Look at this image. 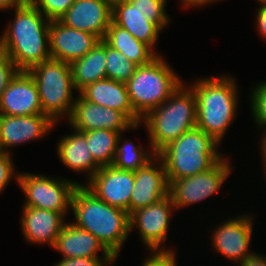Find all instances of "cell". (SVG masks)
<instances>
[{
  "label": "cell",
  "mask_w": 266,
  "mask_h": 266,
  "mask_svg": "<svg viewBox=\"0 0 266 266\" xmlns=\"http://www.w3.org/2000/svg\"><path fill=\"white\" fill-rule=\"evenodd\" d=\"M14 19L0 36V50L15 63L19 71L50 59L48 20L29 0L13 8Z\"/></svg>",
  "instance_id": "1"
},
{
  "label": "cell",
  "mask_w": 266,
  "mask_h": 266,
  "mask_svg": "<svg viewBox=\"0 0 266 266\" xmlns=\"http://www.w3.org/2000/svg\"><path fill=\"white\" fill-rule=\"evenodd\" d=\"M74 225L93 234L117 259L130 236L129 214L100 200L85 185H78L72 195Z\"/></svg>",
  "instance_id": "2"
},
{
  "label": "cell",
  "mask_w": 266,
  "mask_h": 266,
  "mask_svg": "<svg viewBox=\"0 0 266 266\" xmlns=\"http://www.w3.org/2000/svg\"><path fill=\"white\" fill-rule=\"evenodd\" d=\"M237 85L233 77L220 75L195 79L189 86L196 96V127L219 144L236 118L239 104Z\"/></svg>",
  "instance_id": "3"
},
{
  "label": "cell",
  "mask_w": 266,
  "mask_h": 266,
  "mask_svg": "<svg viewBox=\"0 0 266 266\" xmlns=\"http://www.w3.org/2000/svg\"><path fill=\"white\" fill-rule=\"evenodd\" d=\"M182 83L160 106L151 110L141 124L149 135L150 148L158 154L172 141L196 127V96Z\"/></svg>",
  "instance_id": "4"
},
{
  "label": "cell",
  "mask_w": 266,
  "mask_h": 266,
  "mask_svg": "<svg viewBox=\"0 0 266 266\" xmlns=\"http://www.w3.org/2000/svg\"><path fill=\"white\" fill-rule=\"evenodd\" d=\"M220 144L195 127L169 143L157 155L163 160L168 183L197 175L212 168L224 156Z\"/></svg>",
  "instance_id": "5"
},
{
  "label": "cell",
  "mask_w": 266,
  "mask_h": 266,
  "mask_svg": "<svg viewBox=\"0 0 266 266\" xmlns=\"http://www.w3.org/2000/svg\"><path fill=\"white\" fill-rule=\"evenodd\" d=\"M161 54L136 68L126 82L131 106L142 119L162 105L184 82Z\"/></svg>",
  "instance_id": "6"
},
{
  "label": "cell",
  "mask_w": 266,
  "mask_h": 266,
  "mask_svg": "<svg viewBox=\"0 0 266 266\" xmlns=\"http://www.w3.org/2000/svg\"><path fill=\"white\" fill-rule=\"evenodd\" d=\"M28 72L37 85L43 114L55 123L63 117L68 119L76 99L71 65L50 58L33 66Z\"/></svg>",
  "instance_id": "7"
},
{
  "label": "cell",
  "mask_w": 266,
  "mask_h": 266,
  "mask_svg": "<svg viewBox=\"0 0 266 266\" xmlns=\"http://www.w3.org/2000/svg\"><path fill=\"white\" fill-rule=\"evenodd\" d=\"M17 183L25 195L23 206L46 209L61 213L66 217L71 210V200L75 188L82 183L70 179L50 178V176L18 172Z\"/></svg>",
  "instance_id": "8"
},
{
  "label": "cell",
  "mask_w": 266,
  "mask_h": 266,
  "mask_svg": "<svg viewBox=\"0 0 266 266\" xmlns=\"http://www.w3.org/2000/svg\"><path fill=\"white\" fill-rule=\"evenodd\" d=\"M230 159L225 156L206 172L169 183V196L176 210L198 203L219 192L232 173Z\"/></svg>",
  "instance_id": "9"
},
{
  "label": "cell",
  "mask_w": 266,
  "mask_h": 266,
  "mask_svg": "<svg viewBox=\"0 0 266 266\" xmlns=\"http://www.w3.org/2000/svg\"><path fill=\"white\" fill-rule=\"evenodd\" d=\"M174 210L170 196L138 209L129 215L130 232L137 227L142 243L150 251H173V248H164L163 243L168 238L169 220Z\"/></svg>",
  "instance_id": "10"
},
{
  "label": "cell",
  "mask_w": 266,
  "mask_h": 266,
  "mask_svg": "<svg viewBox=\"0 0 266 266\" xmlns=\"http://www.w3.org/2000/svg\"><path fill=\"white\" fill-rule=\"evenodd\" d=\"M67 120L72 129L81 132L106 129L124 134V131L134 130L142 125L134 124L123 112L91 103L80 94L76 96L72 113Z\"/></svg>",
  "instance_id": "11"
},
{
  "label": "cell",
  "mask_w": 266,
  "mask_h": 266,
  "mask_svg": "<svg viewBox=\"0 0 266 266\" xmlns=\"http://www.w3.org/2000/svg\"><path fill=\"white\" fill-rule=\"evenodd\" d=\"M100 200L125 210L130 215V198L134 186V172L120 170L113 165L102 166L83 183Z\"/></svg>",
  "instance_id": "12"
},
{
  "label": "cell",
  "mask_w": 266,
  "mask_h": 266,
  "mask_svg": "<svg viewBox=\"0 0 266 266\" xmlns=\"http://www.w3.org/2000/svg\"><path fill=\"white\" fill-rule=\"evenodd\" d=\"M252 222L253 218L250 215H241L223 221L211 234L212 249L233 262L243 261L253 254L249 250L253 234Z\"/></svg>",
  "instance_id": "13"
},
{
  "label": "cell",
  "mask_w": 266,
  "mask_h": 266,
  "mask_svg": "<svg viewBox=\"0 0 266 266\" xmlns=\"http://www.w3.org/2000/svg\"><path fill=\"white\" fill-rule=\"evenodd\" d=\"M157 162V163H156ZM169 196V183L163 160L156 155L144 167L134 171L130 214Z\"/></svg>",
  "instance_id": "14"
},
{
  "label": "cell",
  "mask_w": 266,
  "mask_h": 266,
  "mask_svg": "<svg viewBox=\"0 0 266 266\" xmlns=\"http://www.w3.org/2000/svg\"><path fill=\"white\" fill-rule=\"evenodd\" d=\"M57 124L45 114L26 116L0 114V148L5 153H11L8 148L41 139Z\"/></svg>",
  "instance_id": "15"
},
{
  "label": "cell",
  "mask_w": 266,
  "mask_h": 266,
  "mask_svg": "<svg viewBox=\"0 0 266 266\" xmlns=\"http://www.w3.org/2000/svg\"><path fill=\"white\" fill-rule=\"evenodd\" d=\"M100 39L92 33L80 31L52 20L49 26L50 57L71 64L83 58Z\"/></svg>",
  "instance_id": "16"
},
{
  "label": "cell",
  "mask_w": 266,
  "mask_h": 266,
  "mask_svg": "<svg viewBox=\"0 0 266 266\" xmlns=\"http://www.w3.org/2000/svg\"><path fill=\"white\" fill-rule=\"evenodd\" d=\"M0 114H43L37 85L28 71H18L3 91L0 98Z\"/></svg>",
  "instance_id": "17"
},
{
  "label": "cell",
  "mask_w": 266,
  "mask_h": 266,
  "mask_svg": "<svg viewBox=\"0 0 266 266\" xmlns=\"http://www.w3.org/2000/svg\"><path fill=\"white\" fill-rule=\"evenodd\" d=\"M59 20L103 40L112 21V6L104 0H76Z\"/></svg>",
  "instance_id": "18"
},
{
  "label": "cell",
  "mask_w": 266,
  "mask_h": 266,
  "mask_svg": "<svg viewBox=\"0 0 266 266\" xmlns=\"http://www.w3.org/2000/svg\"><path fill=\"white\" fill-rule=\"evenodd\" d=\"M21 230L24 239L29 243L49 244L54 247L57 236L67 222L61 213L23 206Z\"/></svg>",
  "instance_id": "19"
},
{
  "label": "cell",
  "mask_w": 266,
  "mask_h": 266,
  "mask_svg": "<svg viewBox=\"0 0 266 266\" xmlns=\"http://www.w3.org/2000/svg\"><path fill=\"white\" fill-rule=\"evenodd\" d=\"M79 94L91 103L123 112L134 124L142 121L131 106L126 83L104 78L87 85Z\"/></svg>",
  "instance_id": "20"
},
{
  "label": "cell",
  "mask_w": 266,
  "mask_h": 266,
  "mask_svg": "<svg viewBox=\"0 0 266 266\" xmlns=\"http://www.w3.org/2000/svg\"><path fill=\"white\" fill-rule=\"evenodd\" d=\"M75 133L63 136L57 143V155L62 164L72 171L85 172L87 182L101 168L89 151L84 132L74 129Z\"/></svg>",
  "instance_id": "21"
},
{
  "label": "cell",
  "mask_w": 266,
  "mask_h": 266,
  "mask_svg": "<svg viewBox=\"0 0 266 266\" xmlns=\"http://www.w3.org/2000/svg\"><path fill=\"white\" fill-rule=\"evenodd\" d=\"M112 21L126 29L137 40L148 45L153 51L157 46L161 29L146 19L143 13L133 7L127 0L112 6Z\"/></svg>",
  "instance_id": "22"
},
{
  "label": "cell",
  "mask_w": 266,
  "mask_h": 266,
  "mask_svg": "<svg viewBox=\"0 0 266 266\" xmlns=\"http://www.w3.org/2000/svg\"><path fill=\"white\" fill-rule=\"evenodd\" d=\"M53 248L63 255L62 258L100 257L98 251L101 250L109 253L93 234L76 227L73 222L65 223Z\"/></svg>",
  "instance_id": "23"
},
{
  "label": "cell",
  "mask_w": 266,
  "mask_h": 266,
  "mask_svg": "<svg viewBox=\"0 0 266 266\" xmlns=\"http://www.w3.org/2000/svg\"><path fill=\"white\" fill-rule=\"evenodd\" d=\"M75 91L78 93L87 85L107 78L106 43L100 40L83 58L71 64Z\"/></svg>",
  "instance_id": "24"
},
{
  "label": "cell",
  "mask_w": 266,
  "mask_h": 266,
  "mask_svg": "<svg viewBox=\"0 0 266 266\" xmlns=\"http://www.w3.org/2000/svg\"><path fill=\"white\" fill-rule=\"evenodd\" d=\"M103 41L138 66L148 64L159 55V52L153 51L148 45L137 40L130 32L113 21H111Z\"/></svg>",
  "instance_id": "25"
},
{
  "label": "cell",
  "mask_w": 266,
  "mask_h": 266,
  "mask_svg": "<svg viewBox=\"0 0 266 266\" xmlns=\"http://www.w3.org/2000/svg\"><path fill=\"white\" fill-rule=\"evenodd\" d=\"M93 159L102 167L112 165L115 160L117 140L120 132L106 129L84 131Z\"/></svg>",
  "instance_id": "26"
},
{
  "label": "cell",
  "mask_w": 266,
  "mask_h": 266,
  "mask_svg": "<svg viewBox=\"0 0 266 266\" xmlns=\"http://www.w3.org/2000/svg\"><path fill=\"white\" fill-rule=\"evenodd\" d=\"M122 135L121 133L117 140L115 160L112 164L115 168L134 172L138 168L144 167L157 155L151 148L146 152L142 146L122 138ZM123 139L124 143L121 142L124 141Z\"/></svg>",
  "instance_id": "27"
},
{
  "label": "cell",
  "mask_w": 266,
  "mask_h": 266,
  "mask_svg": "<svg viewBox=\"0 0 266 266\" xmlns=\"http://www.w3.org/2000/svg\"><path fill=\"white\" fill-rule=\"evenodd\" d=\"M138 67L118 50L106 44V74L107 78L126 83Z\"/></svg>",
  "instance_id": "28"
},
{
  "label": "cell",
  "mask_w": 266,
  "mask_h": 266,
  "mask_svg": "<svg viewBox=\"0 0 266 266\" xmlns=\"http://www.w3.org/2000/svg\"><path fill=\"white\" fill-rule=\"evenodd\" d=\"M133 7L144 14L147 20L156 24L162 31L169 24L166 13L167 0H127Z\"/></svg>",
  "instance_id": "29"
},
{
  "label": "cell",
  "mask_w": 266,
  "mask_h": 266,
  "mask_svg": "<svg viewBox=\"0 0 266 266\" xmlns=\"http://www.w3.org/2000/svg\"><path fill=\"white\" fill-rule=\"evenodd\" d=\"M250 94L251 111L254 122L259 130L266 131V81L259 82L253 86Z\"/></svg>",
  "instance_id": "30"
},
{
  "label": "cell",
  "mask_w": 266,
  "mask_h": 266,
  "mask_svg": "<svg viewBox=\"0 0 266 266\" xmlns=\"http://www.w3.org/2000/svg\"><path fill=\"white\" fill-rule=\"evenodd\" d=\"M48 20H59L76 0H29Z\"/></svg>",
  "instance_id": "31"
},
{
  "label": "cell",
  "mask_w": 266,
  "mask_h": 266,
  "mask_svg": "<svg viewBox=\"0 0 266 266\" xmlns=\"http://www.w3.org/2000/svg\"><path fill=\"white\" fill-rule=\"evenodd\" d=\"M114 262H116V259L110 253H102L101 257L93 258H61L53 266H113Z\"/></svg>",
  "instance_id": "32"
},
{
  "label": "cell",
  "mask_w": 266,
  "mask_h": 266,
  "mask_svg": "<svg viewBox=\"0 0 266 266\" xmlns=\"http://www.w3.org/2000/svg\"><path fill=\"white\" fill-rule=\"evenodd\" d=\"M15 63L3 51L0 50V98L9 82L18 73Z\"/></svg>",
  "instance_id": "33"
},
{
  "label": "cell",
  "mask_w": 266,
  "mask_h": 266,
  "mask_svg": "<svg viewBox=\"0 0 266 266\" xmlns=\"http://www.w3.org/2000/svg\"><path fill=\"white\" fill-rule=\"evenodd\" d=\"M17 171H15L11 153L3 152L0 154V192H3L15 176L18 180Z\"/></svg>",
  "instance_id": "34"
},
{
  "label": "cell",
  "mask_w": 266,
  "mask_h": 266,
  "mask_svg": "<svg viewBox=\"0 0 266 266\" xmlns=\"http://www.w3.org/2000/svg\"><path fill=\"white\" fill-rule=\"evenodd\" d=\"M176 250L150 251L149 256L141 266H177Z\"/></svg>",
  "instance_id": "35"
},
{
  "label": "cell",
  "mask_w": 266,
  "mask_h": 266,
  "mask_svg": "<svg viewBox=\"0 0 266 266\" xmlns=\"http://www.w3.org/2000/svg\"><path fill=\"white\" fill-rule=\"evenodd\" d=\"M256 28L264 39H266V6H260L257 11Z\"/></svg>",
  "instance_id": "36"
},
{
  "label": "cell",
  "mask_w": 266,
  "mask_h": 266,
  "mask_svg": "<svg viewBox=\"0 0 266 266\" xmlns=\"http://www.w3.org/2000/svg\"><path fill=\"white\" fill-rule=\"evenodd\" d=\"M237 264L240 266H266V255L253 253Z\"/></svg>",
  "instance_id": "37"
},
{
  "label": "cell",
  "mask_w": 266,
  "mask_h": 266,
  "mask_svg": "<svg viewBox=\"0 0 266 266\" xmlns=\"http://www.w3.org/2000/svg\"><path fill=\"white\" fill-rule=\"evenodd\" d=\"M180 1V0H179ZM220 0H181L180 3H182V7H203V6H207L212 2H217Z\"/></svg>",
  "instance_id": "38"
},
{
  "label": "cell",
  "mask_w": 266,
  "mask_h": 266,
  "mask_svg": "<svg viewBox=\"0 0 266 266\" xmlns=\"http://www.w3.org/2000/svg\"><path fill=\"white\" fill-rule=\"evenodd\" d=\"M28 0H0V10H13V8L25 4Z\"/></svg>",
  "instance_id": "39"
},
{
  "label": "cell",
  "mask_w": 266,
  "mask_h": 266,
  "mask_svg": "<svg viewBox=\"0 0 266 266\" xmlns=\"http://www.w3.org/2000/svg\"><path fill=\"white\" fill-rule=\"evenodd\" d=\"M263 133V137L261 136V141H260V147H261V149H260V152H261V155H262V162H264L263 163V165L264 166H262L263 168H264V170H263V172H264V174H265V176H266V131H264V132H262Z\"/></svg>",
  "instance_id": "40"
},
{
  "label": "cell",
  "mask_w": 266,
  "mask_h": 266,
  "mask_svg": "<svg viewBox=\"0 0 266 266\" xmlns=\"http://www.w3.org/2000/svg\"><path fill=\"white\" fill-rule=\"evenodd\" d=\"M104 1L108 2L111 6H113L114 4L121 2L123 0H104Z\"/></svg>",
  "instance_id": "41"
},
{
  "label": "cell",
  "mask_w": 266,
  "mask_h": 266,
  "mask_svg": "<svg viewBox=\"0 0 266 266\" xmlns=\"http://www.w3.org/2000/svg\"><path fill=\"white\" fill-rule=\"evenodd\" d=\"M255 1H257L258 3L260 2L261 6H266V0H255Z\"/></svg>",
  "instance_id": "42"
}]
</instances>
